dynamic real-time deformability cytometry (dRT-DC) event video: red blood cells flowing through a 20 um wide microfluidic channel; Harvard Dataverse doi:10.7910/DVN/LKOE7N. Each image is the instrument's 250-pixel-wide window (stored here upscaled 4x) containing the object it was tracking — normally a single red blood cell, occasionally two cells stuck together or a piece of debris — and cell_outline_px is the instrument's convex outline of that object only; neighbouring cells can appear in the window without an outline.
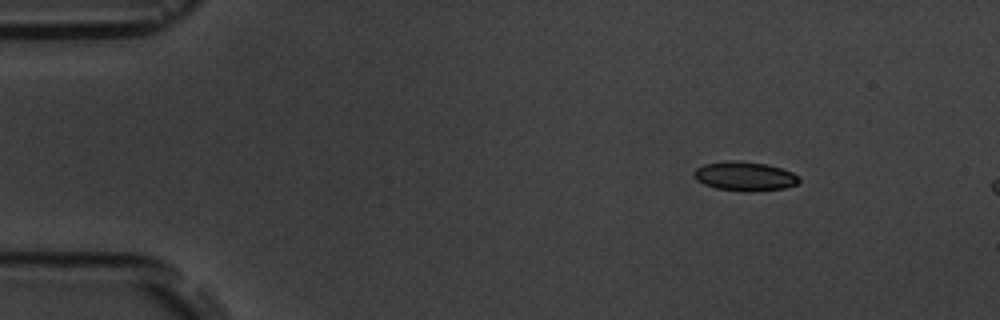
{"species": "common noctule bat (a hibernating species)", "species_latin": "Nyctalus noctula", "temperature_condition": "room temperature", "stored_images_in_passage": 3, "camera_frame_rate_fps": 3000, "um_per_image_px": 0.085, "animal": {"sex": "male", "body_mass_g": 19.5, "forearm_length_mm": 54.6}, "frame": {"image": 1, "passage_image": 1, "time_ms": 0.0, "image_size_px": [1000, 320], "cell_outline_px": [[800, 180], [796, 184], [784, 188], [752, 192], [744, 192], [716, 188], [704, 184], [696, 180], [692, 176], [692, 172], [696, 168], [704, 164], [728, 160], [736, 160], [768, 164], [792, 172], [800, 176]], "centroid_in_image_um": [63.28, 14.98], "position_along_channel_um": 21.7, "area_um2": 18.15}}